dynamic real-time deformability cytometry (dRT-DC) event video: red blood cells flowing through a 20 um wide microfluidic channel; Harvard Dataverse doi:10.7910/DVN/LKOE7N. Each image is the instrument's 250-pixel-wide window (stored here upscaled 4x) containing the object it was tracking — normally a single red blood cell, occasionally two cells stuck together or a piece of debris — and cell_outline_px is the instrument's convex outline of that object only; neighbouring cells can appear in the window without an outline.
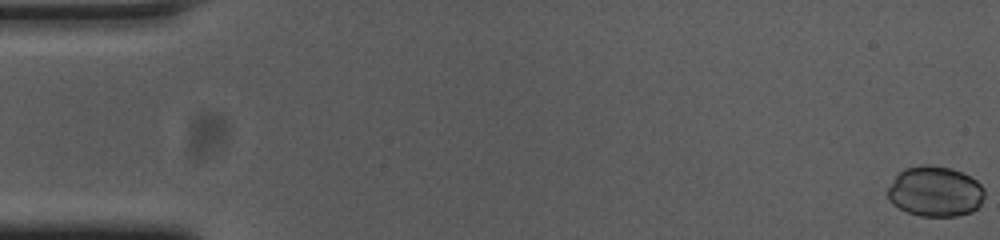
{"species": "common noctule bat (a hibernating species)", "species_latin": "Nyctalus noctula", "temperature_condition": "cold", "stored_images_in_passage": 19, "camera_frame_rate_fps": 3000, "um_per_image_px": 0.085, "animal": {"sex": "female", "body_mass_g": 23.0, "forearm_length_mm": 53.4}, "frame": {"image": 1, "passage_image": 1, "time_ms": 0.0, "image_size_px": [1000, 240], "cell_outline_px": [[984, 196], [980, 204], [972, 212], [956, 216], [920, 216], [908, 212], [892, 204], [888, 200], [888, 188], [896, 176], [904, 168], [924, 164], [928, 164], [952, 168], [976, 180], [984, 188]], "centroid_in_image_um": [79.48, 16.27], "position_along_channel_um": 5.5, "area_um2": 28.38}}
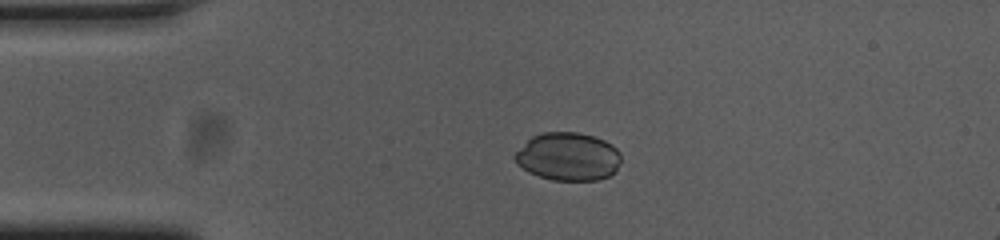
{"frame": {"image": 2, "passage_image": 13, "time_ms": 4.0, "image_size_px": [1000, 240], "cell_outline_px": [[620, 164], [616, 172], [608, 176], [596, 180], [552, 180], [528, 172], [516, 164], [512, 156], [532, 136], [544, 132], [576, 132], [596, 136], [612, 144], [620, 152]], "centroid_in_image_um": [48.3, 13.31], "position_along_channel_um": 36.7, "area_um2": 29.94}}